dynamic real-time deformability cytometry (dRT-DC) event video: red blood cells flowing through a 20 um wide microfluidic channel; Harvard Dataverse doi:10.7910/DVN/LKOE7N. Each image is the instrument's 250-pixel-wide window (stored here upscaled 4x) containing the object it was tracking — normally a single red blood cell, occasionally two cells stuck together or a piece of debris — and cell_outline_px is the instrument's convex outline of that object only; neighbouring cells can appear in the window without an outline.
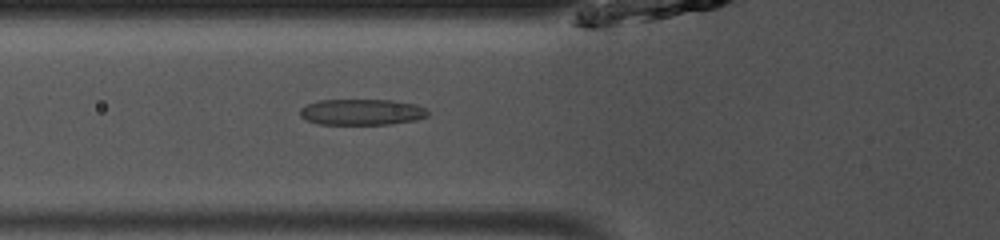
{"species": "common noctule bat (a hibernating species)", "species_latin": "Nyctalus noctula", "temperature_condition": "room temperature", "stored_images_in_passage": 46, "camera_frame_rate_fps": 3000, "um_per_image_px": 0.085, "animal": {"sex": "male", "body_mass_g": 13.0, "forearm_length_mm": 53.1}, "frame": {"image": 1, "passage_image": 18, "time_ms": 5.667, "image_size_px": [1000, 240], "cell_outline_px": [[428, 116], [416, 120], [388, 124], [320, 124], [308, 120], [300, 116], [300, 108], [308, 104], [320, 100], [392, 100], [416, 104], [424, 108], [428, 112]], "centroid_in_image_um": [30.76, 9.52], "position_along_channel_um": 95.0, "area_um2": 19.25}}
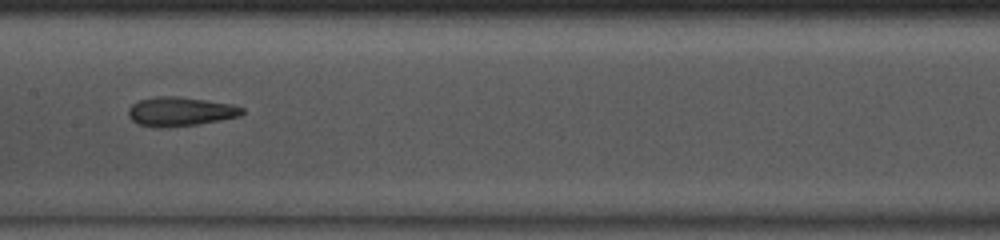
{"frame": {"image": 2, "passage_image": 25, "time_ms": 8.0, "image_size_px": [1000, 240], "cell_outline_px": [[244, 112], [240, 116], [220, 120], [196, 124], [164, 128], [156, 128], [140, 124], [132, 120], [128, 116], [128, 108], [132, 104], [140, 100], [156, 96], [180, 96], [232, 104], [244, 108]], "centroid_in_image_um": [15.31, 9.48], "position_along_channel_um": 192.1, "area_um2": 19.36}}
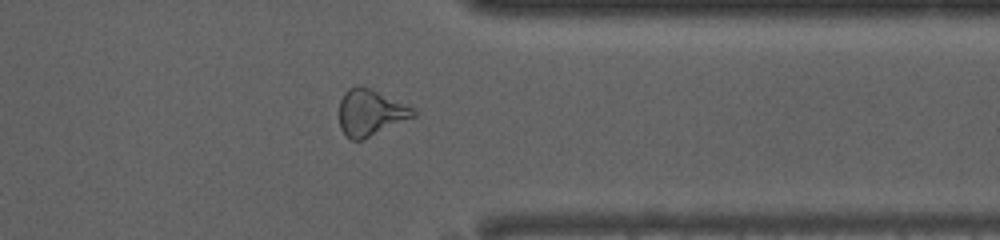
{"frame": {"image": 3, "passage_image": 39, "time_ms": 12.667, "image_size_px": [1000, 240], "cell_outline_px": [[416, 116], [364, 140], [352, 140], [340, 128], [340, 100], [344, 92], [348, 88], [368, 88], [412, 108], [416, 112]], "centroid_in_image_um": [31.48, 9.62], "position_along_channel_um": 379.9, "area_um2": 19.42}}